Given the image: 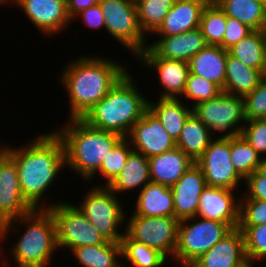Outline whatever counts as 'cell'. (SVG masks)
<instances>
[{"label": "cell", "mask_w": 266, "mask_h": 267, "mask_svg": "<svg viewBox=\"0 0 266 267\" xmlns=\"http://www.w3.org/2000/svg\"><path fill=\"white\" fill-rule=\"evenodd\" d=\"M126 138L134 151L142 153L147 158L176 147V141L170 137L159 119L149 109L133 124Z\"/></svg>", "instance_id": "cell-14"}, {"label": "cell", "mask_w": 266, "mask_h": 267, "mask_svg": "<svg viewBox=\"0 0 266 267\" xmlns=\"http://www.w3.org/2000/svg\"><path fill=\"white\" fill-rule=\"evenodd\" d=\"M141 61L142 67L152 68L163 91L159 98H181L189 75V64L185 61L170 60L162 57H135ZM146 65V66H145Z\"/></svg>", "instance_id": "cell-19"}, {"label": "cell", "mask_w": 266, "mask_h": 267, "mask_svg": "<svg viewBox=\"0 0 266 267\" xmlns=\"http://www.w3.org/2000/svg\"><path fill=\"white\" fill-rule=\"evenodd\" d=\"M158 99V100H157ZM148 99V109L159 119L170 137L177 141L187 118L192 114V107L180 98Z\"/></svg>", "instance_id": "cell-26"}, {"label": "cell", "mask_w": 266, "mask_h": 267, "mask_svg": "<svg viewBox=\"0 0 266 267\" xmlns=\"http://www.w3.org/2000/svg\"><path fill=\"white\" fill-rule=\"evenodd\" d=\"M20 223H23L26 228H24L23 234L21 233L18 236L16 243L12 245L13 248L11 247V251H9L12 259L14 258V264H16V267H49L58 246L55 222L52 214L47 209H34L29 214L0 226V257H3V260L0 258V261L4 262L3 267H12V265L8 262L11 259L4 256L2 242L5 243L8 234L10 236L9 231L14 232L16 230L14 233L20 231V228H22L19 227L22 226Z\"/></svg>", "instance_id": "cell-3"}, {"label": "cell", "mask_w": 266, "mask_h": 267, "mask_svg": "<svg viewBox=\"0 0 266 267\" xmlns=\"http://www.w3.org/2000/svg\"><path fill=\"white\" fill-rule=\"evenodd\" d=\"M7 154L16 164L22 197L33 209H47V203H42L44 193L66 166L60 136L55 131L36 135L20 148L9 145Z\"/></svg>", "instance_id": "cell-1"}, {"label": "cell", "mask_w": 266, "mask_h": 267, "mask_svg": "<svg viewBox=\"0 0 266 267\" xmlns=\"http://www.w3.org/2000/svg\"><path fill=\"white\" fill-rule=\"evenodd\" d=\"M227 53L221 46L207 45L189 60L190 73L217 84L224 92Z\"/></svg>", "instance_id": "cell-24"}, {"label": "cell", "mask_w": 266, "mask_h": 267, "mask_svg": "<svg viewBox=\"0 0 266 267\" xmlns=\"http://www.w3.org/2000/svg\"><path fill=\"white\" fill-rule=\"evenodd\" d=\"M68 122V123H67ZM56 128L65 147L66 169H72L84 181L90 182L109 152L123 138L121 135L89 126L82 119H69Z\"/></svg>", "instance_id": "cell-4"}, {"label": "cell", "mask_w": 266, "mask_h": 267, "mask_svg": "<svg viewBox=\"0 0 266 267\" xmlns=\"http://www.w3.org/2000/svg\"><path fill=\"white\" fill-rule=\"evenodd\" d=\"M222 92V89L215 83L189 72L184 93L180 99L192 101L191 107L196 104L208 101Z\"/></svg>", "instance_id": "cell-38"}, {"label": "cell", "mask_w": 266, "mask_h": 267, "mask_svg": "<svg viewBox=\"0 0 266 267\" xmlns=\"http://www.w3.org/2000/svg\"><path fill=\"white\" fill-rule=\"evenodd\" d=\"M132 150L130 141L123 137L109 152L101 168L96 172L97 174L100 173V177L102 176L106 182L103 183L104 185L100 183V185L97 184L96 186L108 187L123 170L126 159Z\"/></svg>", "instance_id": "cell-36"}, {"label": "cell", "mask_w": 266, "mask_h": 267, "mask_svg": "<svg viewBox=\"0 0 266 267\" xmlns=\"http://www.w3.org/2000/svg\"><path fill=\"white\" fill-rule=\"evenodd\" d=\"M9 146L6 144L3 146L0 144V161L5 157V155L8 153Z\"/></svg>", "instance_id": "cell-48"}, {"label": "cell", "mask_w": 266, "mask_h": 267, "mask_svg": "<svg viewBox=\"0 0 266 267\" xmlns=\"http://www.w3.org/2000/svg\"><path fill=\"white\" fill-rule=\"evenodd\" d=\"M150 180L153 183L172 187L195 162L180 148L148 158Z\"/></svg>", "instance_id": "cell-22"}, {"label": "cell", "mask_w": 266, "mask_h": 267, "mask_svg": "<svg viewBox=\"0 0 266 267\" xmlns=\"http://www.w3.org/2000/svg\"><path fill=\"white\" fill-rule=\"evenodd\" d=\"M244 234L245 252L249 264L266 261V224L238 226Z\"/></svg>", "instance_id": "cell-37"}, {"label": "cell", "mask_w": 266, "mask_h": 267, "mask_svg": "<svg viewBox=\"0 0 266 267\" xmlns=\"http://www.w3.org/2000/svg\"><path fill=\"white\" fill-rule=\"evenodd\" d=\"M129 72L82 118L89 126L128 136L133 124L148 109V99Z\"/></svg>", "instance_id": "cell-5"}, {"label": "cell", "mask_w": 266, "mask_h": 267, "mask_svg": "<svg viewBox=\"0 0 266 267\" xmlns=\"http://www.w3.org/2000/svg\"><path fill=\"white\" fill-rule=\"evenodd\" d=\"M266 224V200L240 199L238 226Z\"/></svg>", "instance_id": "cell-40"}, {"label": "cell", "mask_w": 266, "mask_h": 267, "mask_svg": "<svg viewBox=\"0 0 266 267\" xmlns=\"http://www.w3.org/2000/svg\"><path fill=\"white\" fill-rule=\"evenodd\" d=\"M122 267H165L169 260L159 251L131 240L125 233L121 239ZM127 263V264H126Z\"/></svg>", "instance_id": "cell-32"}, {"label": "cell", "mask_w": 266, "mask_h": 267, "mask_svg": "<svg viewBox=\"0 0 266 267\" xmlns=\"http://www.w3.org/2000/svg\"><path fill=\"white\" fill-rule=\"evenodd\" d=\"M6 2H7V3H10V0H0V6L3 5V4H4V5H7Z\"/></svg>", "instance_id": "cell-49"}, {"label": "cell", "mask_w": 266, "mask_h": 267, "mask_svg": "<svg viewBox=\"0 0 266 267\" xmlns=\"http://www.w3.org/2000/svg\"><path fill=\"white\" fill-rule=\"evenodd\" d=\"M56 200L48 203L56 226V242L59 251L86 245L104 244L107 240L73 203ZM61 248V249H60Z\"/></svg>", "instance_id": "cell-7"}, {"label": "cell", "mask_w": 266, "mask_h": 267, "mask_svg": "<svg viewBox=\"0 0 266 267\" xmlns=\"http://www.w3.org/2000/svg\"><path fill=\"white\" fill-rule=\"evenodd\" d=\"M78 17L82 18L81 20L84 22V26L92 29L105 28L104 17L99 3L80 12L72 21Z\"/></svg>", "instance_id": "cell-44"}, {"label": "cell", "mask_w": 266, "mask_h": 267, "mask_svg": "<svg viewBox=\"0 0 266 267\" xmlns=\"http://www.w3.org/2000/svg\"><path fill=\"white\" fill-rule=\"evenodd\" d=\"M233 190L206 186L199 199L197 217L228 224L232 229L238 227L240 196Z\"/></svg>", "instance_id": "cell-17"}, {"label": "cell", "mask_w": 266, "mask_h": 267, "mask_svg": "<svg viewBox=\"0 0 266 267\" xmlns=\"http://www.w3.org/2000/svg\"><path fill=\"white\" fill-rule=\"evenodd\" d=\"M11 3L21 7L28 20L46 37L63 33L73 22L66 0H10Z\"/></svg>", "instance_id": "cell-13"}, {"label": "cell", "mask_w": 266, "mask_h": 267, "mask_svg": "<svg viewBox=\"0 0 266 267\" xmlns=\"http://www.w3.org/2000/svg\"><path fill=\"white\" fill-rule=\"evenodd\" d=\"M105 32L133 53L134 58L148 46L140 27L135 0H100Z\"/></svg>", "instance_id": "cell-9"}, {"label": "cell", "mask_w": 266, "mask_h": 267, "mask_svg": "<svg viewBox=\"0 0 266 267\" xmlns=\"http://www.w3.org/2000/svg\"><path fill=\"white\" fill-rule=\"evenodd\" d=\"M192 113L212 131L213 135L219 134V137L240 135L247 121L243 97L223 91L218 96L193 106Z\"/></svg>", "instance_id": "cell-10"}, {"label": "cell", "mask_w": 266, "mask_h": 267, "mask_svg": "<svg viewBox=\"0 0 266 267\" xmlns=\"http://www.w3.org/2000/svg\"><path fill=\"white\" fill-rule=\"evenodd\" d=\"M257 172L266 177V157H262L261 162L258 165Z\"/></svg>", "instance_id": "cell-46"}, {"label": "cell", "mask_w": 266, "mask_h": 267, "mask_svg": "<svg viewBox=\"0 0 266 267\" xmlns=\"http://www.w3.org/2000/svg\"><path fill=\"white\" fill-rule=\"evenodd\" d=\"M231 230L226 223L197 216L180 220L174 262L196 261Z\"/></svg>", "instance_id": "cell-8"}, {"label": "cell", "mask_w": 266, "mask_h": 267, "mask_svg": "<svg viewBox=\"0 0 266 267\" xmlns=\"http://www.w3.org/2000/svg\"><path fill=\"white\" fill-rule=\"evenodd\" d=\"M240 135L261 157H266V119L247 120Z\"/></svg>", "instance_id": "cell-41"}, {"label": "cell", "mask_w": 266, "mask_h": 267, "mask_svg": "<svg viewBox=\"0 0 266 267\" xmlns=\"http://www.w3.org/2000/svg\"><path fill=\"white\" fill-rule=\"evenodd\" d=\"M99 2L100 0H66L68 15L73 20L80 12Z\"/></svg>", "instance_id": "cell-45"}, {"label": "cell", "mask_w": 266, "mask_h": 267, "mask_svg": "<svg viewBox=\"0 0 266 267\" xmlns=\"http://www.w3.org/2000/svg\"><path fill=\"white\" fill-rule=\"evenodd\" d=\"M173 3L172 0H135L138 21L145 35L159 28Z\"/></svg>", "instance_id": "cell-34"}, {"label": "cell", "mask_w": 266, "mask_h": 267, "mask_svg": "<svg viewBox=\"0 0 266 267\" xmlns=\"http://www.w3.org/2000/svg\"><path fill=\"white\" fill-rule=\"evenodd\" d=\"M207 46L205 37L198 27L173 36H159V39L140 52L136 57H162L170 60L189 62Z\"/></svg>", "instance_id": "cell-15"}, {"label": "cell", "mask_w": 266, "mask_h": 267, "mask_svg": "<svg viewBox=\"0 0 266 267\" xmlns=\"http://www.w3.org/2000/svg\"><path fill=\"white\" fill-rule=\"evenodd\" d=\"M149 160L142 153L132 150L121 173L108 186L117 196L127 191H140L150 183ZM140 187V188H139ZM119 194V195H118Z\"/></svg>", "instance_id": "cell-25"}, {"label": "cell", "mask_w": 266, "mask_h": 267, "mask_svg": "<svg viewBox=\"0 0 266 267\" xmlns=\"http://www.w3.org/2000/svg\"><path fill=\"white\" fill-rule=\"evenodd\" d=\"M225 71L224 92L242 97L251 93L264 76L259 70L249 68L229 53Z\"/></svg>", "instance_id": "cell-28"}, {"label": "cell", "mask_w": 266, "mask_h": 267, "mask_svg": "<svg viewBox=\"0 0 266 267\" xmlns=\"http://www.w3.org/2000/svg\"><path fill=\"white\" fill-rule=\"evenodd\" d=\"M254 30L248 25L241 23L237 19L226 16L225 33L222 42V48L228 50L239 40L247 37Z\"/></svg>", "instance_id": "cell-42"}, {"label": "cell", "mask_w": 266, "mask_h": 267, "mask_svg": "<svg viewBox=\"0 0 266 267\" xmlns=\"http://www.w3.org/2000/svg\"><path fill=\"white\" fill-rule=\"evenodd\" d=\"M243 99L246 120L266 119V75Z\"/></svg>", "instance_id": "cell-39"}, {"label": "cell", "mask_w": 266, "mask_h": 267, "mask_svg": "<svg viewBox=\"0 0 266 267\" xmlns=\"http://www.w3.org/2000/svg\"><path fill=\"white\" fill-rule=\"evenodd\" d=\"M226 16L233 17L253 30H266V2L263 0H213Z\"/></svg>", "instance_id": "cell-31"}, {"label": "cell", "mask_w": 266, "mask_h": 267, "mask_svg": "<svg viewBox=\"0 0 266 267\" xmlns=\"http://www.w3.org/2000/svg\"><path fill=\"white\" fill-rule=\"evenodd\" d=\"M118 197L107 186L91 187L84 195L77 208L98 229L100 234L109 242H121L125 232H120L126 220L127 212ZM126 213V214H124ZM120 226V227H119Z\"/></svg>", "instance_id": "cell-6"}, {"label": "cell", "mask_w": 266, "mask_h": 267, "mask_svg": "<svg viewBox=\"0 0 266 267\" xmlns=\"http://www.w3.org/2000/svg\"><path fill=\"white\" fill-rule=\"evenodd\" d=\"M245 183L247 185L242 196L240 195V199H259L266 200V177L260 175L257 171L249 175L244 181L241 183Z\"/></svg>", "instance_id": "cell-43"}, {"label": "cell", "mask_w": 266, "mask_h": 267, "mask_svg": "<svg viewBox=\"0 0 266 267\" xmlns=\"http://www.w3.org/2000/svg\"><path fill=\"white\" fill-rule=\"evenodd\" d=\"M228 53L266 75V30H254L230 47Z\"/></svg>", "instance_id": "cell-29"}, {"label": "cell", "mask_w": 266, "mask_h": 267, "mask_svg": "<svg viewBox=\"0 0 266 267\" xmlns=\"http://www.w3.org/2000/svg\"><path fill=\"white\" fill-rule=\"evenodd\" d=\"M137 198L132 214L145 217H175L171 187L150 182L137 192Z\"/></svg>", "instance_id": "cell-23"}, {"label": "cell", "mask_w": 266, "mask_h": 267, "mask_svg": "<svg viewBox=\"0 0 266 267\" xmlns=\"http://www.w3.org/2000/svg\"><path fill=\"white\" fill-rule=\"evenodd\" d=\"M231 162L243 181L257 171L262 157L241 135L230 137Z\"/></svg>", "instance_id": "cell-33"}, {"label": "cell", "mask_w": 266, "mask_h": 267, "mask_svg": "<svg viewBox=\"0 0 266 267\" xmlns=\"http://www.w3.org/2000/svg\"><path fill=\"white\" fill-rule=\"evenodd\" d=\"M172 1L175 3V2L186 1V0H172Z\"/></svg>", "instance_id": "cell-50"}, {"label": "cell", "mask_w": 266, "mask_h": 267, "mask_svg": "<svg viewBox=\"0 0 266 267\" xmlns=\"http://www.w3.org/2000/svg\"><path fill=\"white\" fill-rule=\"evenodd\" d=\"M104 56L81 55L60 73L69 98V119H82L128 72L127 67Z\"/></svg>", "instance_id": "cell-2"}, {"label": "cell", "mask_w": 266, "mask_h": 267, "mask_svg": "<svg viewBox=\"0 0 266 267\" xmlns=\"http://www.w3.org/2000/svg\"><path fill=\"white\" fill-rule=\"evenodd\" d=\"M206 186L202 170L194 164L171 187L174 216L179 221L197 215L199 199Z\"/></svg>", "instance_id": "cell-18"}, {"label": "cell", "mask_w": 266, "mask_h": 267, "mask_svg": "<svg viewBox=\"0 0 266 267\" xmlns=\"http://www.w3.org/2000/svg\"><path fill=\"white\" fill-rule=\"evenodd\" d=\"M196 261L204 267H247L243 232L233 228Z\"/></svg>", "instance_id": "cell-20"}, {"label": "cell", "mask_w": 266, "mask_h": 267, "mask_svg": "<svg viewBox=\"0 0 266 267\" xmlns=\"http://www.w3.org/2000/svg\"><path fill=\"white\" fill-rule=\"evenodd\" d=\"M33 210L22 197L16 164L6 154L0 161V226Z\"/></svg>", "instance_id": "cell-16"}, {"label": "cell", "mask_w": 266, "mask_h": 267, "mask_svg": "<svg viewBox=\"0 0 266 267\" xmlns=\"http://www.w3.org/2000/svg\"><path fill=\"white\" fill-rule=\"evenodd\" d=\"M209 1L186 0L173 3L162 24L153 34L173 36L198 28L202 10Z\"/></svg>", "instance_id": "cell-21"}, {"label": "cell", "mask_w": 266, "mask_h": 267, "mask_svg": "<svg viewBox=\"0 0 266 267\" xmlns=\"http://www.w3.org/2000/svg\"><path fill=\"white\" fill-rule=\"evenodd\" d=\"M216 137L193 113L185 121L176 147L196 162Z\"/></svg>", "instance_id": "cell-27"}, {"label": "cell", "mask_w": 266, "mask_h": 267, "mask_svg": "<svg viewBox=\"0 0 266 267\" xmlns=\"http://www.w3.org/2000/svg\"><path fill=\"white\" fill-rule=\"evenodd\" d=\"M180 267H204L197 261H187L179 264ZM178 267V264H177Z\"/></svg>", "instance_id": "cell-47"}, {"label": "cell", "mask_w": 266, "mask_h": 267, "mask_svg": "<svg viewBox=\"0 0 266 267\" xmlns=\"http://www.w3.org/2000/svg\"><path fill=\"white\" fill-rule=\"evenodd\" d=\"M225 24V12L210 0L202 10L199 25L207 45L222 47Z\"/></svg>", "instance_id": "cell-35"}, {"label": "cell", "mask_w": 266, "mask_h": 267, "mask_svg": "<svg viewBox=\"0 0 266 267\" xmlns=\"http://www.w3.org/2000/svg\"><path fill=\"white\" fill-rule=\"evenodd\" d=\"M71 253L82 267H122L123 264L120 242L81 246Z\"/></svg>", "instance_id": "cell-30"}, {"label": "cell", "mask_w": 266, "mask_h": 267, "mask_svg": "<svg viewBox=\"0 0 266 267\" xmlns=\"http://www.w3.org/2000/svg\"><path fill=\"white\" fill-rule=\"evenodd\" d=\"M125 220V234L163 254L168 260L174 257L177 246L178 224L176 217H145L131 214Z\"/></svg>", "instance_id": "cell-11"}, {"label": "cell", "mask_w": 266, "mask_h": 267, "mask_svg": "<svg viewBox=\"0 0 266 267\" xmlns=\"http://www.w3.org/2000/svg\"><path fill=\"white\" fill-rule=\"evenodd\" d=\"M195 164L202 170L207 186L235 191L243 180L231 162L230 137L215 138Z\"/></svg>", "instance_id": "cell-12"}]
</instances>
